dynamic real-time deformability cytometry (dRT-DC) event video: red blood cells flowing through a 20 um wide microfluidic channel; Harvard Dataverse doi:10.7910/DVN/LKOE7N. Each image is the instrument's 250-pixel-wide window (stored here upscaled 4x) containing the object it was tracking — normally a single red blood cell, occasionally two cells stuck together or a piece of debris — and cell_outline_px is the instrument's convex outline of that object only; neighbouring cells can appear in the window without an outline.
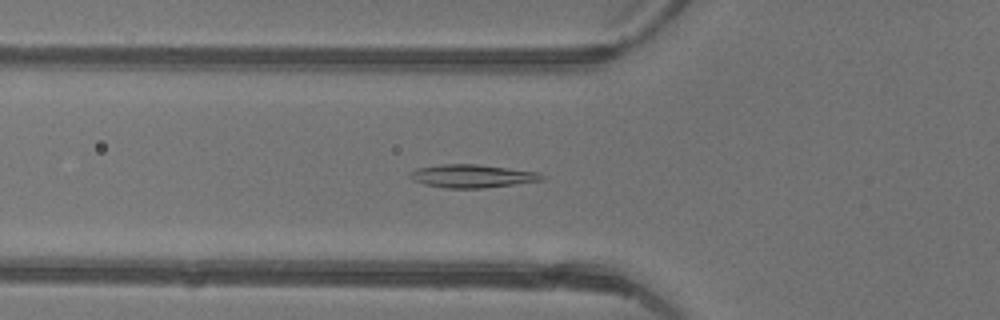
{"species": "common noctule bat (a hibernating species)", "species_latin": "Nyctalus noctula", "temperature_condition": "warm", "stored_images_in_passage": 5, "camera_frame_rate_fps": 3000, "um_per_image_px": 0.085, "animal": {"sex": "female"}, "frame": {"image": 1, "passage_image": 2, "time_ms": 0.333, "image_size_px": [1000, 320], "cell_outline_px": [[544, 180], [484, 188], [444, 188], [424, 184], [412, 180], [408, 176], [408, 172], [416, 168], [440, 164], [476, 164], [536, 172], [544, 176]], "centroid_in_image_um": [40.05, 14.97], "position_along_channel_um": 85.8, "area_um2": 17.74}}
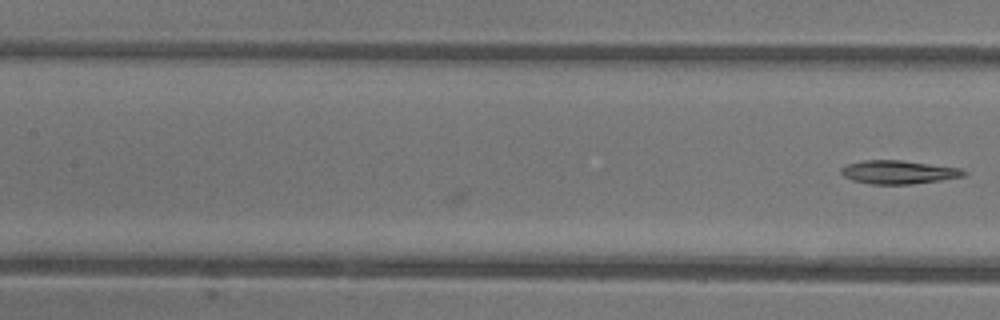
{"frame": {"image": 2, "passage_image": 5, "time_ms": 1.333, "image_size_px": [1000, 320], "cell_outline_px": [[968, 172], [964, 176], [940, 180], [912, 184], [872, 184], [852, 180], [844, 176], [840, 172], [840, 168], [848, 164], [864, 160], [900, 160], [960, 168]], "centroid_in_image_um": [76.36, 14.63], "position_along_channel_um": 131.0, "area_um2": 16.65}}